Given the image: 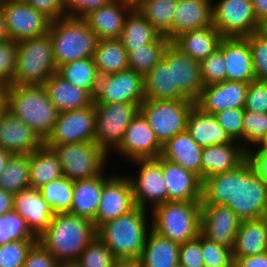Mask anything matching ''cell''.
Wrapping results in <instances>:
<instances>
[{
  "mask_svg": "<svg viewBox=\"0 0 267 267\" xmlns=\"http://www.w3.org/2000/svg\"><path fill=\"white\" fill-rule=\"evenodd\" d=\"M150 214L152 230L179 245L201 233V201H166Z\"/></svg>",
  "mask_w": 267,
  "mask_h": 267,
  "instance_id": "5b68a950",
  "label": "cell"
},
{
  "mask_svg": "<svg viewBox=\"0 0 267 267\" xmlns=\"http://www.w3.org/2000/svg\"><path fill=\"white\" fill-rule=\"evenodd\" d=\"M10 39L8 35L7 25L5 21V16L2 11V5L0 3V42Z\"/></svg>",
  "mask_w": 267,
  "mask_h": 267,
  "instance_id": "03108f58",
  "label": "cell"
},
{
  "mask_svg": "<svg viewBox=\"0 0 267 267\" xmlns=\"http://www.w3.org/2000/svg\"><path fill=\"white\" fill-rule=\"evenodd\" d=\"M26 0H0V3H17V2H25Z\"/></svg>",
  "mask_w": 267,
  "mask_h": 267,
  "instance_id": "753ad0ef",
  "label": "cell"
},
{
  "mask_svg": "<svg viewBox=\"0 0 267 267\" xmlns=\"http://www.w3.org/2000/svg\"><path fill=\"white\" fill-rule=\"evenodd\" d=\"M246 38L251 50L255 80L267 81V41L256 33Z\"/></svg>",
  "mask_w": 267,
  "mask_h": 267,
  "instance_id": "f5cc1de1",
  "label": "cell"
},
{
  "mask_svg": "<svg viewBox=\"0 0 267 267\" xmlns=\"http://www.w3.org/2000/svg\"><path fill=\"white\" fill-rule=\"evenodd\" d=\"M219 125L233 141L242 145L244 108L225 109L214 114Z\"/></svg>",
  "mask_w": 267,
  "mask_h": 267,
  "instance_id": "816d5d0a",
  "label": "cell"
},
{
  "mask_svg": "<svg viewBox=\"0 0 267 267\" xmlns=\"http://www.w3.org/2000/svg\"><path fill=\"white\" fill-rule=\"evenodd\" d=\"M133 9L128 4L113 0L90 12L83 19L98 39H119L125 20Z\"/></svg>",
  "mask_w": 267,
  "mask_h": 267,
  "instance_id": "d4e9b609",
  "label": "cell"
},
{
  "mask_svg": "<svg viewBox=\"0 0 267 267\" xmlns=\"http://www.w3.org/2000/svg\"><path fill=\"white\" fill-rule=\"evenodd\" d=\"M113 267H143L139 259H116Z\"/></svg>",
  "mask_w": 267,
  "mask_h": 267,
  "instance_id": "e7e4bbea",
  "label": "cell"
},
{
  "mask_svg": "<svg viewBox=\"0 0 267 267\" xmlns=\"http://www.w3.org/2000/svg\"><path fill=\"white\" fill-rule=\"evenodd\" d=\"M169 43L168 39L160 36L154 43L134 48L128 53V68L144 77L163 58Z\"/></svg>",
  "mask_w": 267,
  "mask_h": 267,
  "instance_id": "60d3db41",
  "label": "cell"
},
{
  "mask_svg": "<svg viewBox=\"0 0 267 267\" xmlns=\"http://www.w3.org/2000/svg\"><path fill=\"white\" fill-rule=\"evenodd\" d=\"M267 252V217L240 222L233 257H246Z\"/></svg>",
  "mask_w": 267,
  "mask_h": 267,
  "instance_id": "836d02e7",
  "label": "cell"
},
{
  "mask_svg": "<svg viewBox=\"0 0 267 267\" xmlns=\"http://www.w3.org/2000/svg\"><path fill=\"white\" fill-rule=\"evenodd\" d=\"M57 72L50 35L18 42V52L11 85H44Z\"/></svg>",
  "mask_w": 267,
  "mask_h": 267,
  "instance_id": "52a82bcc",
  "label": "cell"
},
{
  "mask_svg": "<svg viewBox=\"0 0 267 267\" xmlns=\"http://www.w3.org/2000/svg\"><path fill=\"white\" fill-rule=\"evenodd\" d=\"M247 159V150L237 141L215 144L201 152V179L236 169Z\"/></svg>",
  "mask_w": 267,
  "mask_h": 267,
  "instance_id": "603a6c76",
  "label": "cell"
},
{
  "mask_svg": "<svg viewBox=\"0 0 267 267\" xmlns=\"http://www.w3.org/2000/svg\"><path fill=\"white\" fill-rule=\"evenodd\" d=\"M244 109L267 113V81L253 80L249 83Z\"/></svg>",
  "mask_w": 267,
  "mask_h": 267,
  "instance_id": "db71d44e",
  "label": "cell"
},
{
  "mask_svg": "<svg viewBox=\"0 0 267 267\" xmlns=\"http://www.w3.org/2000/svg\"><path fill=\"white\" fill-rule=\"evenodd\" d=\"M136 175L127 174L134 194L135 205L151 211L167 201V188L162 172V158L136 159ZM136 164V165H135Z\"/></svg>",
  "mask_w": 267,
  "mask_h": 267,
  "instance_id": "7c38bea8",
  "label": "cell"
},
{
  "mask_svg": "<svg viewBox=\"0 0 267 267\" xmlns=\"http://www.w3.org/2000/svg\"><path fill=\"white\" fill-rule=\"evenodd\" d=\"M89 95L94 104L127 102L140 106L145 100L144 77L130 69L114 74L96 71Z\"/></svg>",
  "mask_w": 267,
  "mask_h": 267,
  "instance_id": "9c48e42d",
  "label": "cell"
},
{
  "mask_svg": "<svg viewBox=\"0 0 267 267\" xmlns=\"http://www.w3.org/2000/svg\"><path fill=\"white\" fill-rule=\"evenodd\" d=\"M144 99H177V86H173V44L171 42L163 58L144 76Z\"/></svg>",
  "mask_w": 267,
  "mask_h": 267,
  "instance_id": "4316f807",
  "label": "cell"
},
{
  "mask_svg": "<svg viewBox=\"0 0 267 267\" xmlns=\"http://www.w3.org/2000/svg\"><path fill=\"white\" fill-rule=\"evenodd\" d=\"M179 264L186 267H205L201 249V233L197 238L180 245Z\"/></svg>",
  "mask_w": 267,
  "mask_h": 267,
  "instance_id": "11a10c76",
  "label": "cell"
},
{
  "mask_svg": "<svg viewBox=\"0 0 267 267\" xmlns=\"http://www.w3.org/2000/svg\"><path fill=\"white\" fill-rule=\"evenodd\" d=\"M44 142L7 109L0 114V148L11 154H30Z\"/></svg>",
  "mask_w": 267,
  "mask_h": 267,
  "instance_id": "ffe728a7",
  "label": "cell"
},
{
  "mask_svg": "<svg viewBox=\"0 0 267 267\" xmlns=\"http://www.w3.org/2000/svg\"><path fill=\"white\" fill-rule=\"evenodd\" d=\"M30 154H12L0 174V188L13 195L30 187Z\"/></svg>",
  "mask_w": 267,
  "mask_h": 267,
  "instance_id": "f35d334b",
  "label": "cell"
},
{
  "mask_svg": "<svg viewBox=\"0 0 267 267\" xmlns=\"http://www.w3.org/2000/svg\"><path fill=\"white\" fill-rule=\"evenodd\" d=\"M136 207L132 185L128 176L112 174L104 181L100 204L93 222L100 225L129 213Z\"/></svg>",
  "mask_w": 267,
  "mask_h": 267,
  "instance_id": "9a60e30c",
  "label": "cell"
},
{
  "mask_svg": "<svg viewBox=\"0 0 267 267\" xmlns=\"http://www.w3.org/2000/svg\"><path fill=\"white\" fill-rule=\"evenodd\" d=\"M162 145L157 140L153 129L148 125L143 115L138 112L130 121L123 140L114 151L124 160L158 158Z\"/></svg>",
  "mask_w": 267,
  "mask_h": 267,
  "instance_id": "e0dca14e",
  "label": "cell"
},
{
  "mask_svg": "<svg viewBox=\"0 0 267 267\" xmlns=\"http://www.w3.org/2000/svg\"><path fill=\"white\" fill-rule=\"evenodd\" d=\"M226 66L222 51L218 48L200 62L201 79L204 86L226 80Z\"/></svg>",
  "mask_w": 267,
  "mask_h": 267,
  "instance_id": "681fc988",
  "label": "cell"
},
{
  "mask_svg": "<svg viewBox=\"0 0 267 267\" xmlns=\"http://www.w3.org/2000/svg\"><path fill=\"white\" fill-rule=\"evenodd\" d=\"M218 48L223 53L227 81L250 83L255 80L247 38L223 37Z\"/></svg>",
  "mask_w": 267,
  "mask_h": 267,
  "instance_id": "44dd1931",
  "label": "cell"
},
{
  "mask_svg": "<svg viewBox=\"0 0 267 267\" xmlns=\"http://www.w3.org/2000/svg\"><path fill=\"white\" fill-rule=\"evenodd\" d=\"M94 142L110 157L121 144L130 121L139 112L135 103L95 104Z\"/></svg>",
  "mask_w": 267,
  "mask_h": 267,
  "instance_id": "8fae6325",
  "label": "cell"
},
{
  "mask_svg": "<svg viewBox=\"0 0 267 267\" xmlns=\"http://www.w3.org/2000/svg\"><path fill=\"white\" fill-rule=\"evenodd\" d=\"M11 155L12 154L10 152L5 151L2 148H0V174L5 169L7 161L10 158Z\"/></svg>",
  "mask_w": 267,
  "mask_h": 267,
  "instance_id": "89a4df30",
  "label": "cell"
},
{
  "mask_svg": "<svg viewBox=\"0 0 267 267\" xmlns=\"http://www.w3.org/2000/svg\"><path fill=\"white\" fill-rule=\"evenodd\" d=\"M14 240H38L26 220L14 210L0 216V245Z\"/></svg>",
  "mask_w": 267,
  "mask_h": 267,
  "instance_id": "ee69618b",
  "label": "cell"
},
{
  "mask_svg": "<svg viewBox=\"0 0 267 267\" xmlns=\"http://www.w3.org/2000/svg\"><path fill=\"white\" fill-rule=\"evenodd\" d=\"M24 267H62L39 242L29 251Z\"/></svg>",
  "mask_w": 267,
  "mask_h": 267,
  "instance_id": "6f0895ef",
  "label": "cell"
},
{
  "mask_svg": "<svg viewBox=\"0 0 267 267\" xmlns=\"http://www.w3.org/2000/svg\"><path fill=\"white\" fill-rule=\"evenodd\" d=\"M175 267H186V266H183L181 264H177Z\"/></svg>",
  "mask_w": 267,
  "mask_h": 267,
  "instance_id": "11e5206c",
  "label": "cell"
},
{
  "mask_svg": "<svg viewBox=\"0 0 267 267\" xmlns=\"http://www.w3.org/2000/svg\"><path fill=\"white\" fill-rule=\"evenodd\" d=\"M267 135V113L244 109L242 146L249 150L258 145Z\"/></svg>",
  "mask_w": 267,
  "mask_h": 267,
  "instance_id": "bcb514c9",
  "label": "cell"
},
{
  "mask_svg": "<svg viewBox=\"0 0 267 267\" xmlns=\"http://www.w3.org/2000/svg\"><path fill=\"white\" fill-rule=\"evenodd\" d=\"M201 204L228 206L241 221L267 217V184L246 159L232 171L205 178Z\"/></svg>",
  "mask_w": 267,
  "mask_h": 267,
  "instance_id": "6da1fadb",
  "label": "cell"
},
{
  "mask_svg": "<svg viewBox=\"0 0 267 267\" xmlns=\"http://www.w3.org/2000/svg\"><path fill=\"white\" fill-rule=\"evenodd\" d=\"M173 86H177V99L196 101L204 84L200 62L193 60L173 45Z\"/></svg>",
  "mask_w": 267,
  "mask_h": 267,
  "instance_id": "83f0119b",
  "label": "cell"
},
{
  "mask_svg": "<svg viewBox=\"0 0 267 267\" xmlns=\"http://www.w3.org/2000/svg\"><path fill=\"white\" fill-rule=\"evenodd\" d=\"M257 21L267 17V0H251Z\"/></svg>",
  "mask_w": 267,
  "mask_h": 267,
  "instance_id": "be15d7a7",
  "label": "cell"
},
{
  "mask_svg": "<svg viewBox=\"0 0 267 267\" xmlns=\"http://www.w3.org/2000/svg\"><path fill=\"white\" fill-rule=\"evenodd\" d=\"M151 230L150 211L136 206L129 213L100 225L96 236L116 259H139Z\"/></svg>",
  "mask_w": 267,
  "mask_h": 267,
  "instance_id": "3957f363",
  "label": "cell"
},
{
  "mask_svg": "<svg viewBox=\"0 0 267 267\" xmlns=\"http://www.w3.org/2000/svg\"><path fill=\"white\" fill-rule=\"evenodd\" d=\"M105 171L89 179L73 181V202L69 213L94 222L104 181L111 175Z\"/></svg>",
  "mask_w": 267,
  "mask_h": 267,
  "instance_id": "f1b7e54d",
  "label": "cell"
},
{
  "mask_svg": "<svg viewBox=\"0 0 267 267\" xmlns=\"http://www.w3.org/2000/svg\"><path fill=\"white\" fill-rule=\"evenodd\" d=\"M39 191L55 214L70 212L73 202V181L62 177L42 186Z\"/></svg>",
  "mask_w": 267,
  "mask_h": 267,
  "instance_id": "b9f144b4",
  "label": "cell"
},
{
  "mask_svg": "<svg viewBox=\"0 0 267 267\" xmlns=\"http://www.w3.org/2000/svg\"><path fill=\"white\" fill-rule=\"evenodd\" d=\"M201 249L205 267H231L232 249L218 245L201 233Z\"/></svg>",
  "mask_w": 267,
  "mask_h": 267,
  "instance_id": "c3c4849f",
  "label": "cell"
},
{
  "mask_svg": "<svg viewBox=\"0 0 267 267\" xmlns=\"http://www.w3.org/2000/svg\"><path fill=\"white\" fill-rule=\"evenodd\" d=\"M237 267H267V252L246 257H233Z\"/></svg>",
  "mask_w": 267,
  "mask_h": 267,
  "instance_id": "94428289",
  "label": "cell"
},
{
  "mask_svg": "<svg viewBox=\"0 0 267 267\" xmlns=\"http://www.w3.org/2000/svg\"><path fill=\"white\" fill-rule=\"evenodd\" d=\"M25 2L52 21L65 17L64 0H26Z\"/></svg>",
  "mask_w": 267,
  "mask_h": 267,
  "instance_id": "680465c9",
  "label": "cell"
},
{
  "mask_svg": "<svg viewBox=\"0 0 267 267\" xmlns=\"http://www.w3.org/2000/svg\"><path fill=\"white\" fill-rule=\"evenodd\" d=\"M167 201H202V179L176 163L162 158Z\"/></svg>",
  "mask_w": 267,
  "mask_h": 267,
  "instance_id": "7402d4cb",
  "label": "cell"
},
{
  "mask_svg": "<svg viewBox=\"0 0 267 267\" xmlns=\"http://www.w3.org/2000/svg\"><path fill=\"white\" fill-rule=\"evenodd\" d=\"M93 59L97 71L114 74L129 69L128 52L119 39L99 40Z\"/></svg>",
  "mask_w": 267,
  "mask_h": 267,
  "instance_id": "74e56055",
  "label": "cell"
},
{
  "mask_svg": "<svg viewBox=\"0 0 267 267\" xmlns=\"http://www.w3.org/2000/svg\"><path fill=\"white\" fill-rule=\"evenodd\" d=\"M160 34L137 8H133L125 20L119 40L129 53L134 48L154 43Z\"/></svg>",
  "mask_w": 267,
  "mask_h": 267,
  "instance_id": "8d00e7d4",
  "label": "cell"
},
{
  "mask_svg": "<svg viewBox=\"0 0 267 267\" xmlns=\"http://www.w3.org/2000/svg\"><path fill=\"white\" fill-rule=\"evenodd\" d=\"M220 32L213 26L181 33L171 43L193 60L201 62L218 49L222 39Z\"/></svg>",
  "mask_w": 267,
  "mask_h": 267,
  "instance_id": "1f68e13d",
  "label": "cell"
},
{
  "mask_svg": "<svg viewBox=\"0 0 267 267\" xmlns=\"http://www.w3.org/2000/svg\"><path fill=\"white\" fill-rule=\"evenodd\" d=\"M247 160L255 173L267 184V149L247 150Z\"/></svg>",
  "mask_w": 267,
  "mask_h": 267,
  "instance_id": "91938a15",
  "label": "cell"
},
{
  "mask_svg": "<svg viewBox=\"0 0 267 267\" xmlns=\"http://www.w3.org/2000/svg\"><path fill=\"white\" fill-rule=\"evenodd\" d=\"M202 149L186 129L169 139L162 146L160 157L182 166L201 178Z\"/></svg>",
  "mask_w": 267,
  "mask_h": 267,
  "instance_id": "4dcf8cb0",
  "label": "cell"
},
{
  "mask_svg": "<svg viewBox=\"0 0 267 267\" xmlns=\"http://www.w3.org/2000/svg\"><path fill=\"white\" fill-rule=\"evenodd\" d=\"M240 222L228 206L201 204V233L218 245L233 249Z\"/></svg>",
  "mask_w": 267,
  "mask_h": 267,
  "instance_id": "ac0fdd59",
  "label": "cell"
},
{
  "mask_svg": "<svg viewBox=\"0 0 267 267\" xmlns=\"http://www.w3.org/2000/svg\"><path fill=\"white\" fill-rule=\"evenodd\" d=\"M180 245L151 230L139 258L143 267H175Z\"/></svg>",
  "mask_w": 267,
  "mask_h": 267,
  "instance_id": "d590c367",
  "label": "cell"
},
{
  "mask_svg": "<svg viewBox=\"0 0 267 267\" xmlns=\"http://www.w3.org/2000/svg\"><path fill=\"white\" fill-rule=\"evenodd\" d=\"M17 52L18 42L12 39L0 42V84H12Z\"/></svg>",
  "mask_w": 267,
  "mask_h": 267,
  "instance_id": "f907efd6",
  "label": "cell"
},
{
  "mask_svg": "<svg viewBox=\"0 0 267 267\" xmlns=\"http://www.w3.org/2000/svg\"><path fill=\"white\" fill-rule=\"evenodd\" d=\"M194 105L195 102L190 99L144 100L139 106V112L163 146L187 129V118Z\"/></svg>",
  "mask_w": 267,
  "mask_h": 267,
  "instance_id": "ba28073f",
  "label": "cell"
},
{
  "mask_svg": "<svg viewBox=\"0 0 267 267\" xmlns=\"http://www.w3.org/2000/svg\"><path fill=\"white\" fill-rule=\"evenodd\" d=\"M113 0H64L66 17L84 18L90 12L107 5Z\"/></svg>",
  "mask_w": 267,
  "mask_h": 267,
  "instance_id": "9f6ffc18",
  "label": "cell"
},
{
  "mask_svg": "<svg viewBox=\"0 0 267 267\" xmlns=\"http://www.w3.org/2000/svg\"><path fill=\"white\" fill-rule=\"evenodd\" d=\"M62 177H64L62 166L53 148L43 143L30 153V187L39 189Z\"/></svg>",
  "mask_w": 267,
  "mask_h": 267,
  "instance_id": "e575fe53",
  "label": "cell"
},
{
  "mask_svg": "<svg viewBox=\"0 0 267 267\" xmlns=\"http://www.w3.org/2000/svg\"><path fill=\"white\" fill-rule=\"evenodd\" d=\"M178 0H144L138 7L154 29L171 42V23Z\"/></svg>",
  "mask_w": 267,
  "mask_h": 267,
  "instance_id": "ab89813d",
  "label": "cell"
},
{
  "mask_svg": "<svg viewBox=\"0 0 267 267\" xmlns=\"http://www.w3.org/2000/svg\"><path fill=\"white\" fill-rule=\"evenodd\" d=\"M95 236L96 229L89 219L69 212L56 213L38 242L61 265H73Z\"/></svg>",
  "mask_w": 267,
  "mask_h": 267,
  "instance_id": "7a4b0ae2",
  "label": "cell"
},
{
  "mask_svg": "<svg viewBox=\"0 0 267 267\" xmlns=\"http://www.w3.org/2000/svg\"><path fill=\"white\" fill-rule=\"evenodd\" d=\"M14 210V195L0 188V216Z\"/></svg>",
  "mask_w": 267,
  "mask_h": 267,
  "instance_id": "6125c7cd",
  "label": "cell"
},
{
  "mask_svg": "<svg viewBox=\"0 0 267 267\" xmlns=\"http://www.w3.org/2000/svg\"><path fill=\"white\" fill-rule=\"evenodd\" d=\"M117 1L128 4L133 8H137L144 0H117Z\"/></svg>",
  "mask_w": 267,
  "mask_h": 267,
  "instance_id": "2644e50d",
  "label": "cell"
},
{
  "mask_svg": "<svg viewBox=\"0 0 267 267\" xmlns=\"http://www.w3.org/2000/svg\"><path fill=\"white\" fill-rule=\"evenodd\" d=\"M251 149H267V135L258 145L252 147Z\"/></svg>",
  "mask_w": 267,
  "mask_h": 267,
  "instance_id": "8c879c8a",
  "label": "cell"
},
{
  "mask_svg": "<svg viewBox=\"0 0 267 267\" xmlns=\"http://www.w3.org/2000/svg\"><path fill=\"white\" fill-rule=\"evenodd\" d=\"M115 261L116 258L110 249L95 236L73 265L75 267H113Z\"/></svg>",
  "mask_w": 267,
  "mask_h": 267,
  "instance_id": "f6af8a7d",
  "label": "cell"
},
{
  "mask_svg": "<svg viewBox=\"0 0 267 267\" xmlns=\"http://www.w3.org/2000/svg\"><path fill=\"white\" fill-rule=\"evenodd\" d=\"M6 109L28 125L43 142L51 134L59 115L43 85H10Z\"/></svg>",
  "mask_w": 267,
  "mask_h": 267,
  "instance_id": "277c9868",
  "label": "cell"
},
{
  "mask_svg": "<svg viewBox=\"0 0 267 267\" xmlns=\"http://www.w3.org/2000/svg\"><path fill=\"white\" fill-rule=\"evenodd\" d=\"M49 35L56 69L72 61L93 58L99 41L83 18H58L51 22Z\"/></svg>",
  "mask_w": 267,
  "mask_h": 267,
  "instance_id": "8992f818",
  "label": "cell"
},
{
  "mask_svg": "<svg viewBox=\"0 0 267 267\" xmlns=\"http://www.w3.org/2000/svg\"><path fill=\"white\" fill-rule=\"evenodd\" d=\"M249 83L223 81L204 86L195 105L203 112L216 114L225 109L244 108Z\"/></svg>",
  "mask_w": 267,
  "mask_h": 267,
  "instance_id": "d6986e66",
  "label": "cell"
},
{
  "mask_svg": "<svg viewBox=\"0 0 267 267\" xmlns=\"http://www.w3.org/2000/svg\"><path fill=\"white\" fill-rule=\"evenodd\" d=\"M212 1L213 26L222 37L246 38L255 33L258 21L251 0Z\"/></svg>",
  "mask_w": 267,
  "mask_h": 267,
  "instance_id": "4fadbf2b",
  "label": "cell"
},
{
  "mask_svg": "<svg viewBox=\"0 0 267 267\" xmlns=\"http://www.w3.org/2000/svg\"><path fill=\"white\" fill-rule=\"evenodd\" d=\"M9 38L19 42L49 33L52 20L26 2L1 3Z\"/></svg>",
  "mask_w": 267,
  "mask_h": 267,
  "instance_id": "2e32d148",
  "label": "cell"
},
{
  "mask_svg": "<svg viewBox=\"0 0 267 267\" xmlns=\"http://www.w3.org/2000/svg\"><path fill=\"white\" fill-rule=\"evenodd\" d=\"M187 130L192 139L202 148L233 142L227 132L219 125L215 115L203 112L196 105L189 112Z\"/></svg>",
  "mask_w": 267,
  "mask_h": 267,
  "instance_id": "f546056e",
  "label": "cell"
},
{
  "mask_svg": "<svg viewBox=\"0 0 267 267\" xmlns=\"http://www.w3.org/2000/svg\"><path fill=\"white\" fill-rule=\"evenodd\" d=\"M255 33L267 41V17L258 21Z\"/></svg>",
  "mask_w": 267,
  "mask_h": 267,
  "instance_id": "003e7915",
  "label": "cell"
},
{
  "mask_svg": "<svg viewBox=\"0 0 267 267\" xmlns=\"http://www.w3.org/2000/svg\"><path fill=\"white\" fill-rule=\"evenodd\" d=\"M38 240H14L0 245V267H24L31 248Z\"/></svg>",
  "mask_w": 267,
  "mask_h": 267,
  "instance_id": "7dc6e473",
  "label": "cell"
},
{
  "mask_svg": "<svg viewBox=\"0 0 267 267\" xmlns=\"http://www.w3.org/2000/svg\"><path fill=\"white\" fill-rule=\"evenodd\" d=\"M43 86L59 112L81 109L94 104L89 91L69 83L57 73L52 74Z\"/></svg>",
  "mask_w": 267,
  "mask_h": 267,
  "instance_id": "d6a6232c",
  "label": "cell"
},
{
  "mask_svg": "<svg viewBox=\"0 0 267 267\" xmlns=\"http://www.w3.org/2000/svg\"><path fill=\"white\" fill-rule=\"evenodd\" d=\"M63 175L71 181L100 175L109 162V156L95 142L55 145Z\"/></svg>",
  "mask_w": 267,
  "mask_h": 267,
  "instance_id": "30bf717a",
  "label": "cell"
},
{
  "mask_svg": "<svg viewBox=\"0 0 267 267\" xmlns=\"http://www.w3.org/2000/svg\"><path fill=\"white\" fill-rule=\"evenodd\" d=\"M212 0H178L171 23V41L181 33L213 24Z\"/></svg>",
  "mask_w": 267,
  "mask_h": 267,
  "instance_id": "484cf974",
  "label": "cell"
},
{
  "mask_svg": "<svg viewBox=\"0 0 267 267\" xmlns=\"http://www.w3.org/2000/svg\"><path fill=\"white\" fill-rule=\"evenodd\" d=\"M8 87V85L0 84V114H2L7 107Z\"/></svg>",
  "mask_w": 267,
  "mask_h": 267,
  "instance_id": "a7ac6f4b",
  "label": "cell"
},
{
  "mask_svg": "<svg viewBox=\"0 0 267 267\" xmlns=\"http://www.w3.org/2000/svg\"><path fill=\"white\" fill-rule=\"evenodd\" d=\"M14 211L26 220L28 227L37 237L48 227L55 214L39 189L33 187L14 195Z\"/></svg>",
  "mask_w": 267,
  "mask_h": 267,
  "instance_id": "cb8c5ba5",
  "label": "cell"
},
{
  "mask_svg": "<svg viewBox=\"0 0 267 267\" xmlns=\"http://www.w3.org/2000/svg\"><path fill=\"white\" fill-rule=\"evenodd\" d=\"M96 71L94 59L84 58L61 65L56 73L69 83L90 91Z\"/></svg>",
  "mask_w": 267,
  "mask_h": 267,
  "instance_id": "7bdbcfd3",
  "label": "cell"
},
{
  "mask_svg": "<svg viewBox=\"0 0 267 267\" xmlns=\"http://www.w3.org/2000/svg\"><path fill=\"white\" fill-rule=\"evenodd\" d=\"M95 123V104L81 109L59 112L53 130L44 144L53 148L60 144L94 142Z\"/></svg>",
  "mask_w": 267,
  "mask_h": 267,
  "instance_id": "5bb4252c",
  "label": "cell"
},
{
  "mask_svg": "<svg viewBox=\"0 0 267 267\" xmlns=\"http://www.w3.org/2000/svg\"><path fill=\"white\" fill-rule=\"evenodd\" d=\"M62 267H75L74 265H62Z\"/></svg>",
  "mask_w": 267,
  "mask_h": 267,
  "instance_id": "34e18365",
  "label": "cell"
}]
</instances>
